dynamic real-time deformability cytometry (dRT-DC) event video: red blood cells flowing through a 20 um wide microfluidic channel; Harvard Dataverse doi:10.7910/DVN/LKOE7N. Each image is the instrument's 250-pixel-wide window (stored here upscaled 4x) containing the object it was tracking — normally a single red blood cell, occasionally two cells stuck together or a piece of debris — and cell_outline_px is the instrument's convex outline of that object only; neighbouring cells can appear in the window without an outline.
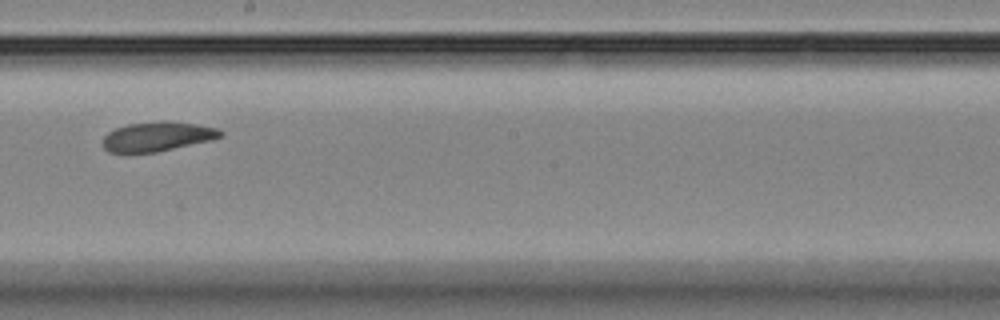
{"species": "Egyptian fruit bat (a non-hibernating species)", "species_latin": "Rousettus aegyptiacus", "temperature_condition": "room temperature", "stored_images_in_passage": 11, "camera_frame_rate_fps": 3000, "um_per_image_px": 0.085, "animal": {"sex": "female"}, "frame": {"image": 1, "passage_image": 6, "time_ms": 6.0, "image_size_px": [1000, 320], "cell_outline_px": [[224, 136], [212, 140], [156, 152], [128, 156], [108, 152], [104, 148], [104, 136], [108, 132], [116, 128], [128, 124], [192, 124], [220, 128], [224, 132]], "centroid_in_image_um": [13.33, 11.7], "position_along_channel_um": 234.9, "area_um2": 19.88}}
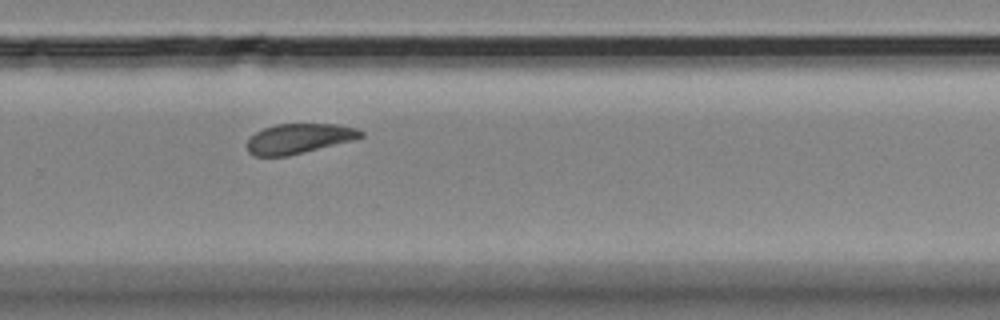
{"frame": {"image": 2, "passage_image": 8, "time_ms": 8.0, "image_size_px": [1000, 320], "cell_outline_px": [[364, 136], [356, 140], [288, 156], [256, 156], [248, 152], [248, 140], [256, 132], [264, 128], [276, 124], [336, 124], [356, 128], [364, 132]], "centroid_in_image_um": [25.46, 11.78], "position_along_channel_um": 304.3, "area_um2": 19.88}}
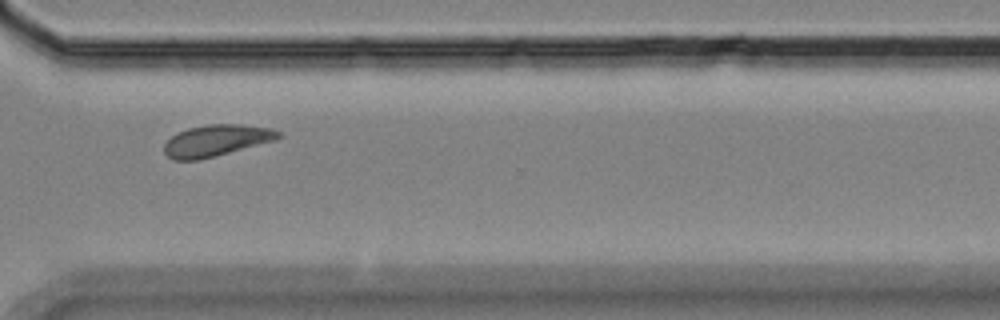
{"frame": {"image": 3, "passage_image": 9, "time_ms": 9.333, "image_size_px": [1000, 320], "cell_outline_px": [[280, 136], [276, 140], [200, 160], [172, 160], [164, 152], [164, 144], [172, 136], [188, 128], [208, 124], [240, 124], [272, 128], [280, 132]], "centroid_in_image_um": [18.38, 11.94], "position_along_channel_um": 352.2, "area_um2": 20.87}}